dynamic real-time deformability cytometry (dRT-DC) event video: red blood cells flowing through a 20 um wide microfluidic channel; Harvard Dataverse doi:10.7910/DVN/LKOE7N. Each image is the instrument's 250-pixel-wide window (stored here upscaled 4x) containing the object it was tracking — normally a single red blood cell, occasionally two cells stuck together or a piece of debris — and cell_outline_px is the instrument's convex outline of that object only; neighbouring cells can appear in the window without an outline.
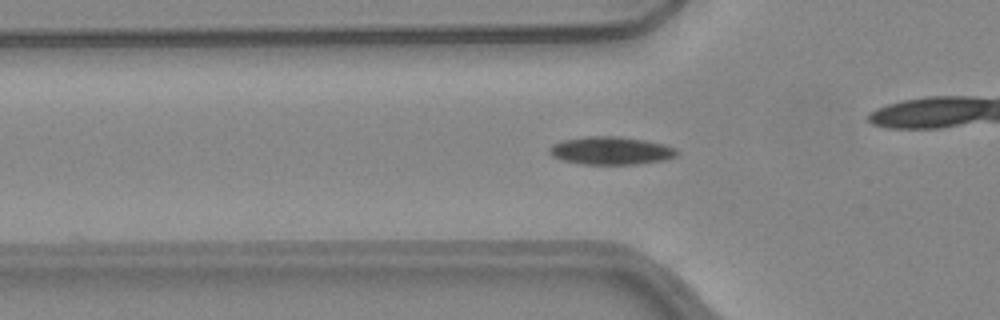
{"species": "common noctule bat (a hibernating species)", "species_latin": "Nyctalus noctula", "temperature_condition": "warm", "stored_images_in_passage": 35, "camera_frame_rate_fps": 3000, "um_per_image_px": 0.085, "animal": {"sex": "female", "body_mass_g": 24.6, "forearm_length_mm": 56.2}, "frame": {"image": 1, "passage_image": 8, "time_ms": 2.333, "image_size_px": [1000, 320], "cell_outline_px": [[680, 152], [676, 156], [664, 160], [636, 164], [580, 164], [560, 160], [552, 156], [548, 152], [548, 148], [552, 144], [564, 140], [584, 136], [620, 136], [644, 140], [664, 144], [676, 148]], "centroid_in_image_um": [51.91, 12.8], "position_along_channel_um": 73.9, "area_um2": 20.98}}
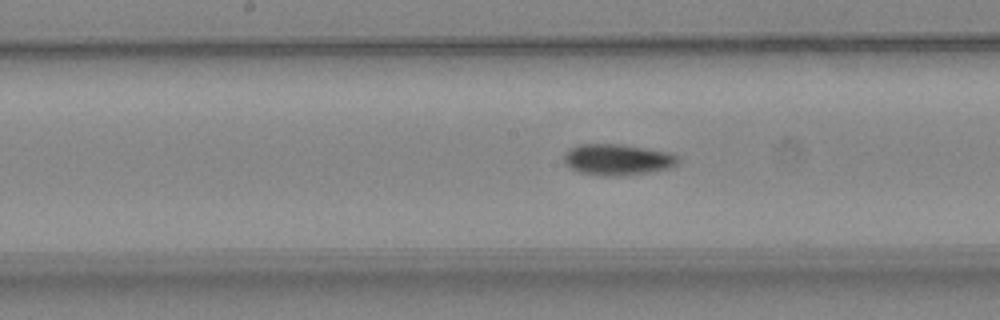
{"frame": {"image": 2, "passage_image": 17, "time_ms": 5.333, "image_size_px": [1000, 320], "cell_outline_px": [[680, 160], [672, 168], [648, 172], [620, 176], [600, 176], [580, 172], [568, 168], [564, 164], [564, 152], [568, 148], [580, 144], [620, 144], [668, 152], [680, 156]], "centroid_in_image_um": [52.46, 13.57], "position_along_channel_um": 195.7, "area_um2": 20.98}}
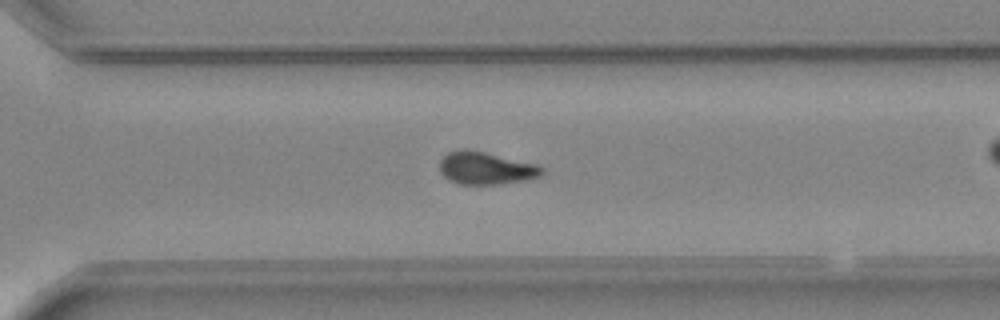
{"frame": {"image": 3, "passage_image": 27, "time_ms": 8.667, "image_size_px": [1000, 320], "cell_outline_px": [[544, 172], [540, 176], [528, 180], [500, 184], [456, 184], [448, 180], [440, 172], [440, 160], [448, 152], [468, 148], [540, 164], [544, 168]], "centroid_in_image_um": [41.34, 14.29], "position_along_channel_um": 329.3, "area_um2": 19.83}, "authors_computed_cell_mechanics": {"area_um2": 19.941, "velocity_mm_per_s": 4.021, "shape_relaxation_time_tau1_ms": 6.7781, "shape_relaxation_time_tau2_ms": 4.1547, "deformation_change_tau1": 0.1558, "deformation_change_tau2": 0.0862}}